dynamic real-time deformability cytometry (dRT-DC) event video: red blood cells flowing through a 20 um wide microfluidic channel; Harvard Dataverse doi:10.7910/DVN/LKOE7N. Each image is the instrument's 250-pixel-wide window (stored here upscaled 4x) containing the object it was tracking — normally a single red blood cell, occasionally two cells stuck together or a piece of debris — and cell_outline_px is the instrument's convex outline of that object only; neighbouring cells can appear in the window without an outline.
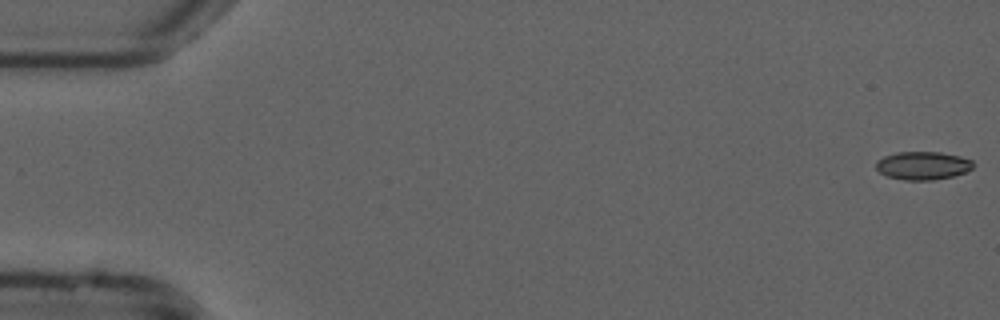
{"species": "common noctule bat (a hibernating species)", "species_latin": "Nyctalus noctula", "temperature_condition": "cold", "stored_images_in_passage": 7, "camera_frame_rate_fps": 3000, "um_per_image_px": 0.085, "animal": {"sex": "male", "forearm_length_mm": 52.5}, "frame": {"image": 1, "passage_image": 1, "time_ms": 0.0, "image_size_px": [1000, 320], "cell_outline_px": [[972, 168], [964, 172], [952, 176], [932, 180], [904, 180], [888, 176], [880, 172], [876, 168], [876, 160], [884, 156], [896, 152], [940, 152], [960, 156], [972, 160]], "centroid_in_image_um": [78.41, 14.06], "position_along_channel_um": 6.6, "area_um2": 15.84}}